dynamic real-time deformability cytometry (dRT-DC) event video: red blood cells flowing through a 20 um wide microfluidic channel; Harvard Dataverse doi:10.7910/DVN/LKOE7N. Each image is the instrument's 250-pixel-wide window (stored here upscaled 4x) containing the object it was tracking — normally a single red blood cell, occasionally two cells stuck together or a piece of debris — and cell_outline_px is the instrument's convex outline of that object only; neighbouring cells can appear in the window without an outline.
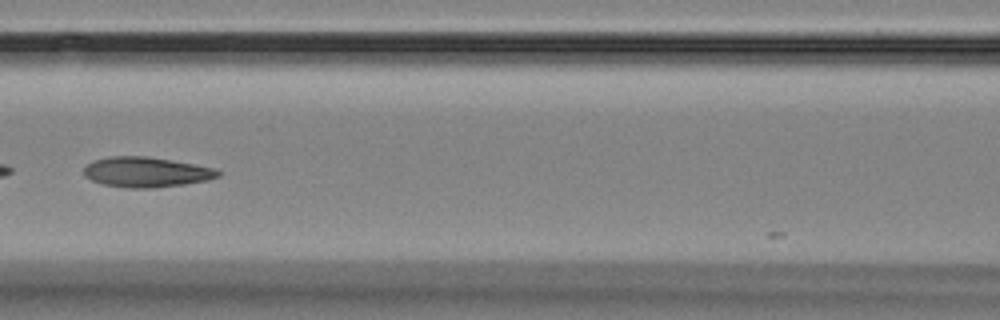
{"species": "Egyptian fruit bat (a non-hibernating species)", "species_latin": "Rousettus aegyptiacus", "temperature_condition": "room temperature", "stored_images_in_passage": 12, "camera_frame_rate_fps": 3000, "um_per_image_px": 0.085, "animal": {"sex": "female"}, "frame": {"image": 1, "passage_image": 7, "time_ms": 6.667, "image_size_px": [1000, 320], "cell_outline_px": [[220, 176], [208, 180], [184, 184], [152, 188], [128, 188], [104, 184], [92, 180], [84, 176], [84, 168], [88, 164], [96, 160], [108, 156], [148, 156], [172, 160], [216, 168], [220, 172]], "centroid_in_image_um": [12.45, 14.62], "position_along_channel_um": 154.1, "area_um2": 23.52}}